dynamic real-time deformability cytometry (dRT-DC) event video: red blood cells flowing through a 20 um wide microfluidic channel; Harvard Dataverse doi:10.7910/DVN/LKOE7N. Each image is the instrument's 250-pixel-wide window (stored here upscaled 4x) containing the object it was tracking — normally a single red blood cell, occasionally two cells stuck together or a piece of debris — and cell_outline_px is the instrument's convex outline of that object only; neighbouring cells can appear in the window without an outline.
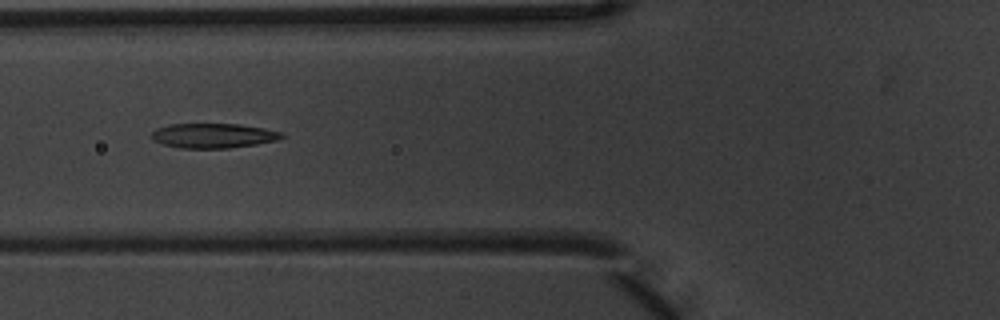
{"species": "common noctule bat (a hibernating species)", "species_latin": "Nyctalus noctula", "temperature_condition": "warm", "stored_images_in_passage": 7, "camera_frame_rate_fps": 3000, "um_per_image_px": 0.085, "animal": {"sex": "male", "body_mass_g": 20.1, "forearm_length_mm": 53.5}, "frame": {"image": 1, "passage_image": 6, "time_ms": 1.667, "image_size_px": [1000, 320], "cell_outline_px": [[288, 136], [280, 140], [256, 144], [228, 148], [180, 148], [164, 144], [152, 140], [152, 132], [156, 128], [168, 124], [240, 124], [264, 128], [280, 132]], "centroid_in_image_um": [18.16, 11.53], "position_along_channel_um": 107.6, "area_um2": 18.84}}
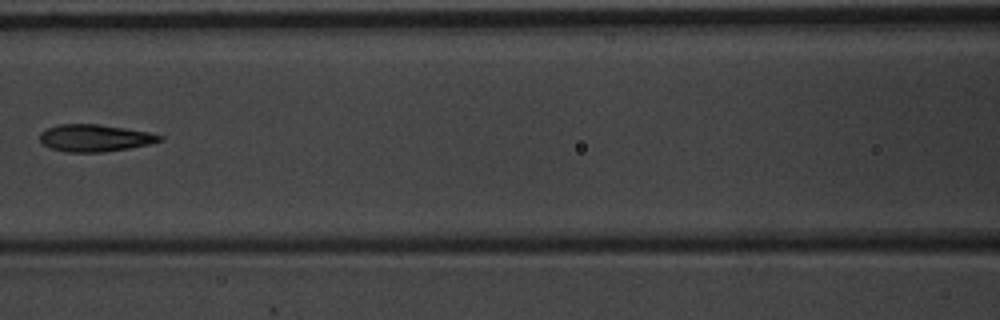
{"frame": {"image": 2, "passage_image": 7, "time_ms": 2.0, "image_size_px": [1000, 320], "cell_outline_px": [[164, 140], [148, 144], [128, 148], [104, 152], [64, 152], [40, 144], [40, 132], [48, 128], [60, 124], [96, 124], [124, 128], [148, 132], [164, 136]], "centroid_in_image_um": [8.04, 11.73], "position_along_channel_um": 158.6, "area_um2": 18.9}}